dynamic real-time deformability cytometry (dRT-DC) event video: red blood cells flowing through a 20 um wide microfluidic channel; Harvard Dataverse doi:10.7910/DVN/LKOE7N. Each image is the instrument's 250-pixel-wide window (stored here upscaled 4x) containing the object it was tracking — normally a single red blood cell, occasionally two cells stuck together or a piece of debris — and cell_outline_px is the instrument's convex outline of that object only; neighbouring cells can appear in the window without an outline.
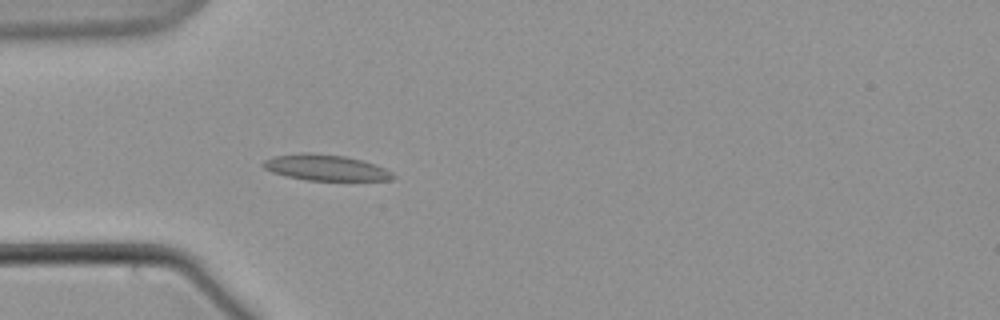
{"species": "common noctule bat (a hibernating species)", "species_latin": "Nyctalus noctula", "temperature_condition": "warm", "stored_images_in_passage": 62, "camera_frame_rate_fps": 3000, "um_per_image_px": 0.085, "animal": {"sex": "male", "body_mass_g": 21.5, "forearm_length_mm": 52.0}, "frame": {"image": 1, "passage_image": 20, "time_ms": 6.333, "image_size_px": [1000, 320], "cell_outline_px": [[396, 176], [392, 180], [308, 180], [288, 176], [272, 172], [264, 168], [260, 164], [264, 160], [276, 156], [300, 152], [308, 152], [344, 156], [360, 160], [384, 168], [392, 172]], "centroid_in_image_um": [27.65, 14.24], "position_along_channel_um": 57.3, "area_um2": 19.36}}
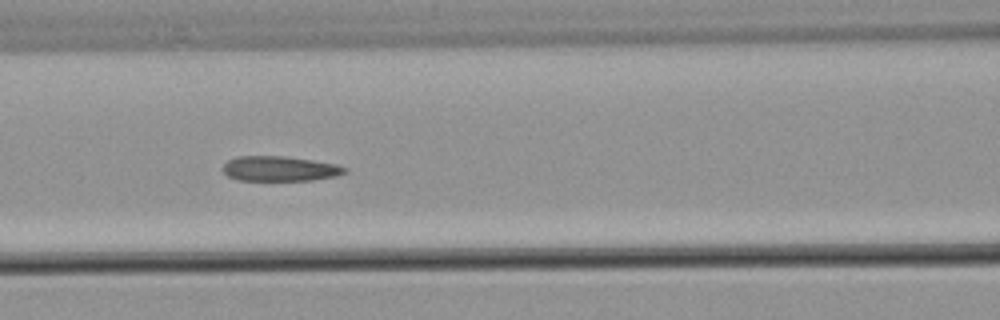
{"frame": {"image": 2, "passage_image": 28, "time_ms": 9.0, "image_size_px": [1000, 320], "cell_outline_px": [[348, 172], [336, 176], [312, 180], [240, 180], [228, 176], [224, 172], [224, 164], [228, 160], [236, 156], [284, 156], [312, 160], [336, 164], [348, 168]], "centroid_in_image_um": [23.81, 14.33], "position_along_channel_um": 142.8, "area_um2": 17.69}}
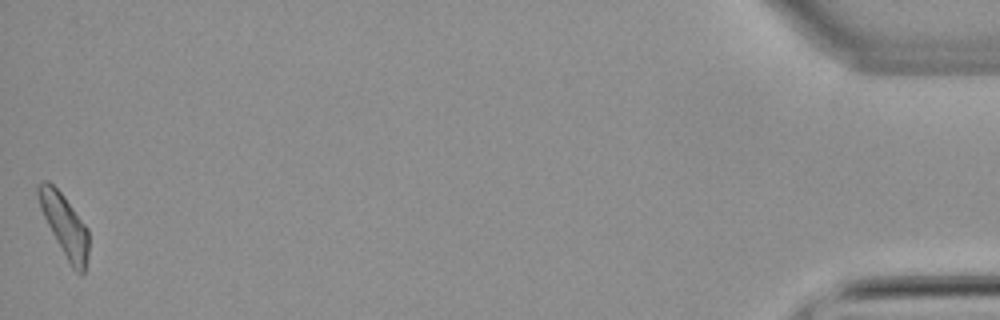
{"frame": {"image": 3, "passage_image": 62, "time_ms": 20.333, "image_size_px": [1000, 320], "cell_outline_px": [[88, 252], [84, 272], [80, 276], [72, 268], [56, 240], [40, 208], [36, 196], [36, 184], [44, 180], [48, 180], [64, 196], [88, 228]], "centroid_in_image_um": [5.47, 19.12], "position_along_channel_um": 429.7, "area_um2": 18.09}}